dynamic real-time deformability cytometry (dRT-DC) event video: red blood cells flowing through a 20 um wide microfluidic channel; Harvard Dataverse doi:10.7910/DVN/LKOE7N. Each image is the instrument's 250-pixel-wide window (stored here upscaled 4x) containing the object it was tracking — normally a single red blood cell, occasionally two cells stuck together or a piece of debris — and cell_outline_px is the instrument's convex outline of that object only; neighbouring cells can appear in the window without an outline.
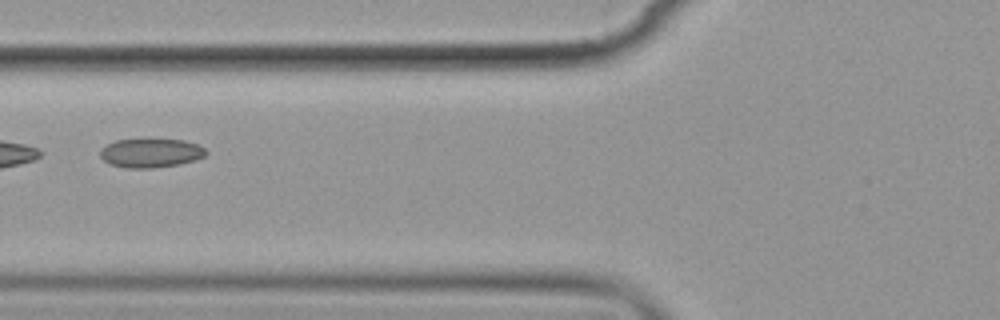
{"species": "common noctule bat (a hibernating species)", "species_latin": "Nyctalus noctula", "temperature_condition": "cold", "stored_images_in_passage": 13, "camera_frame_rate_fps": 3000, "um_per_image_px": 0.085, "animal": {"sex": "female", "body_mass_g": 19.9}, "frame": {"image": 1, "passage_image": 6, "time_ms": 6.667, "image_size_px": [1000, 320], "cell_outline_px": [[208, 152], [204, 156], [196, 160], [180, 164], [152, 168], [128, 168], [108, 164], [100, 156], [100, 148], [116, 140], [184, 140], [196, 144], [204, 148]], "centroid_in_image_um": [12.81, 13.02], "position_along_channel_um": 113.0, "area_um2": 17.74}, "authors_computed_cell_mechanics": {"area_um2": 18.0336, "velocity_mm_per_s": 3.5047, "shape_relaxation_time_tau1_ms": 7.8343, "shape_relaxation_time_tau2_ms": 1.5857, "deformation_change_tau1": 0.0831, "deformation_change_tau2": 0.0483}}